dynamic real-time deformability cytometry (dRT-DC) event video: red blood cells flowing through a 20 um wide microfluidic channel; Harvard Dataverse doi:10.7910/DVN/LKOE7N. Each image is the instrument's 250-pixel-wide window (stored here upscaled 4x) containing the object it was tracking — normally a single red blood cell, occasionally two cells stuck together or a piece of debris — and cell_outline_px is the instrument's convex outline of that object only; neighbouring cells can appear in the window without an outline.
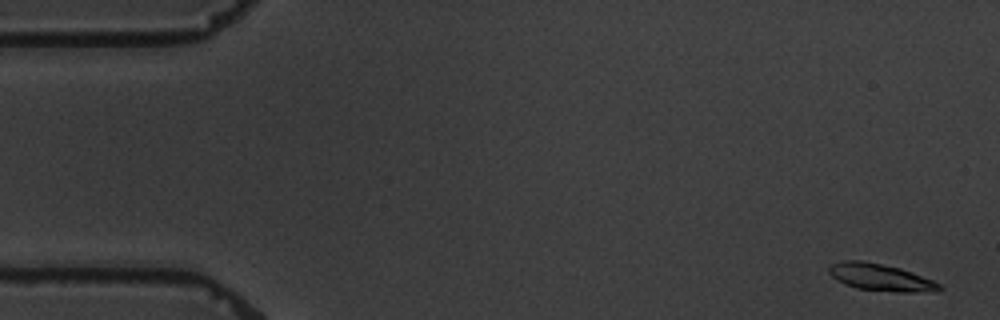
{"species": "common noctule bat (a hibernating species)", "species_latin": "Nyctalus noctula", "temperature_condition": "warm", "stored_images_in_passage": 4, "camera_frame_rate_fps": 3000, "um_per_image_px": 0.085, "animal": {"sex": "male", "body_mass_g": 19.5, "forearm_length_mm": 54.6}, "frame": {"image": 1, "passage_image": 1, "time_ms": 0.0, "image_size_px": [1000, 320], "cell_outline_px": [[944, 288], [936, 292], [896, 292], [856, 288], [832, 276], [828, 272], [828, 268], [832, 264], [844, 260], [864, 260], [900, 268], [912, 272], [932, 280], [940, 284]], "centroid_in_image_um": [74.9, 23.57], "position_along_channel_um": 10.1, "area_um2": 17.28}}
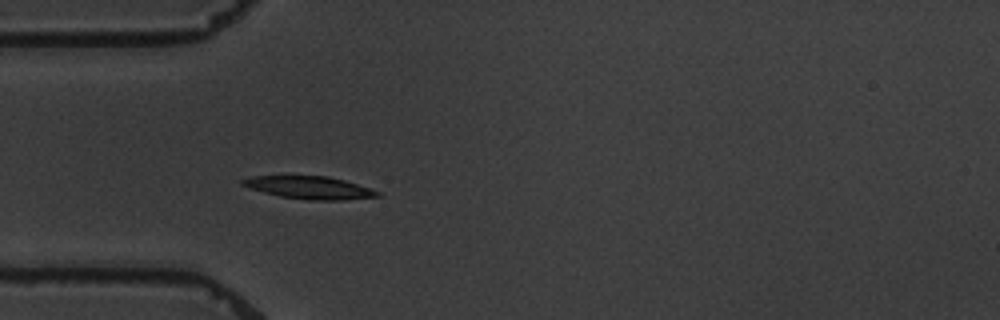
{"frame": {"image": 2, "passage_image": 4, "time_ms": 5.0, "image_size_px": [1000, 320], "cell_outline_px": [[380, 196], [344, 200], [308, 200], [280, 196], [264, 192], [240, 184], [240, 180], [252, 176], [328, 176], [344, 180], [380, 192]], "centroid_in_image_um": [26.3, 15.95], "position_along_channel_um": 58.7, "area_um2": 17.57}}